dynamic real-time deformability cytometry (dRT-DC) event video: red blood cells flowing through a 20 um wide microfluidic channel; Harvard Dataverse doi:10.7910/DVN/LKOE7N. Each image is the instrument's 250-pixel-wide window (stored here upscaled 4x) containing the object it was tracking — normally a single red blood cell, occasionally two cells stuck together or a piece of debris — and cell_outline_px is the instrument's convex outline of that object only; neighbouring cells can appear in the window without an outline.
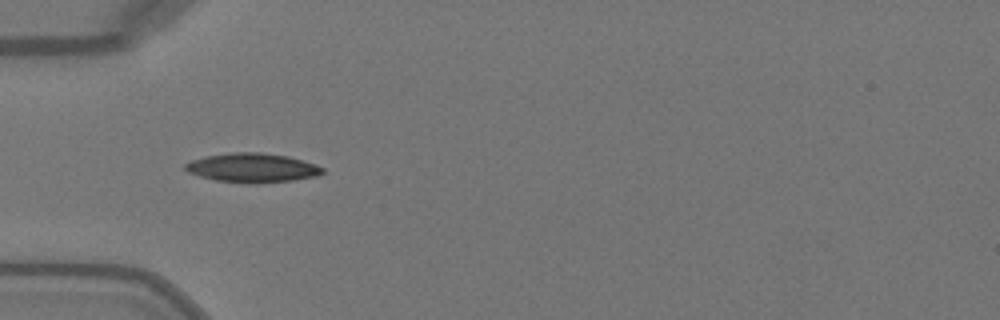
{"species": "Egyptian fruit bat (a non-hibernating species)", "species_latin": "Rousettus aegyptiacus", "temperature_condition": "warm", "stored_images_in_passage": 35, "camera_frame_rate_fps": 3000, "um_per_image_px": 0.085, "animal": {"sex": "female"}, "frame": {"image": 1, "passage_image": 1, "time_ms": 0.0, "image_size_px": [1000, 320], "cell_outline_px": [[324, 172], [316, 176], [292, 180], [256, 184], [252, 184], [216, 180], [200, 176], [188, 172], [184, 168], [184, 164], [192, 160], [208, 156], [232, 152], [260, 152], [288, 156], [316, 164], [324, 168]], "centroid_in_image_um": [21.46, 14.26], "position_along_channel_um": 63.5, "area_um2": 23.29}}
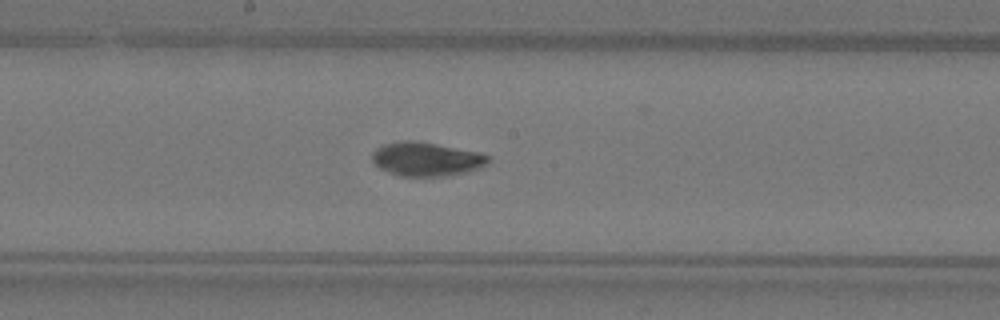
{"frame": {"image": 2, "passage_image": 12, "time_ms": 3.667, "image_size_px": [1000, 320], "cell_outline_px": [[488, 164], [480, 168], [468, 172], [448, 176], [400, 176], [388, 172], [380, 168], [372, 160], [372, 152], [376, 148], [384, 144], [404, 140], [416, 140], [480, 152], [488, 156]], "centroid_in_image_um": [36.25, 13.52], "position_along_channel_um": 212.0, "area_um2": 23.06}}
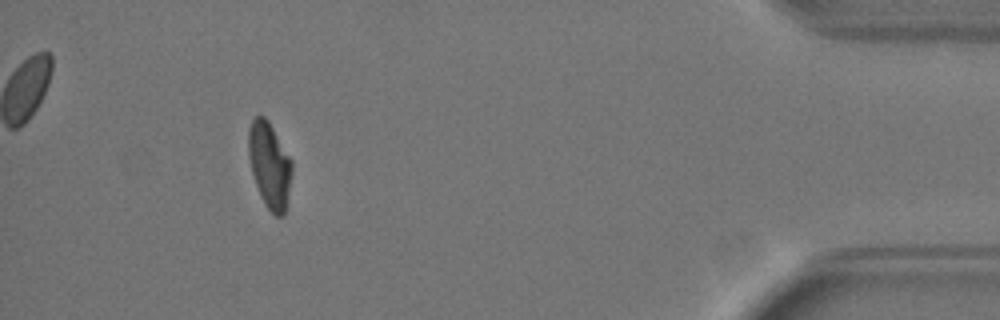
{"frame": {"image": 3, "passage_image": 31, "time_ms": 10.0, "image_size_px": [1000, 320], "cell_outline_px": [[292, 172], [284, 216], [276, 216], [264, 204], [260, 196], [252, 172], [248, 156], [248, 128], [252, 120], [256, 116], [264, 116], [268, 120], [292, 160]], "centroid_in_image_um": [22.9, 14.02], "position_along_channel_um": 412.3, "area_um2": 21.68}, "authors_computed_cell_mechanics": {"area_um2": 22.253, "velocity_mm_per_s": 4.0805, "shape_relaxation_time_tau1_ms": 4.5018, "shape_relaxation_time_tau2_ms": 1.4195, "deformation_change_tau1": 0.1769, "deformation_change_tau2": 0.0537}}